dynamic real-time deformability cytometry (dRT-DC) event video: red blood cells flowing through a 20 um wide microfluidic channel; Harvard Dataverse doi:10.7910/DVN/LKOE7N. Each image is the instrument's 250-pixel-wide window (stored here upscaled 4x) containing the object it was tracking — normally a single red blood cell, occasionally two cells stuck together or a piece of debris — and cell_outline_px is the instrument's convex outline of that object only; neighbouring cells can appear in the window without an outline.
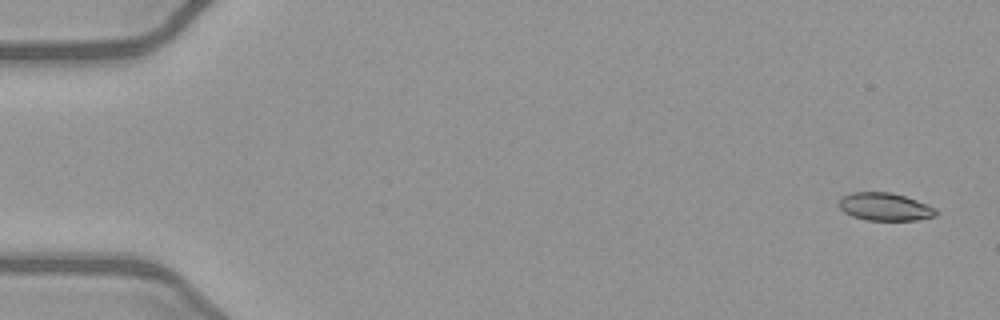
{"species": "common noctule bat (a hibernating species)", "species_latin": "Nyctalus noctula", "temperature_condition": "warm", "stored_images_in_passage": 51, "camera_frame_rate_fps": 3000, "um_per_image_px": 0.085, "animal": {"sex": "female", "body_mass_g": 21.9}, "frame": {"image": 1, "passage_image": 2, "time_ms": 0.333, "image_size_px": [1000, 320], "cell_outline_px": [[936, 216], [916, 220], [864, 220], [852, 216], [844, 212], [836, 204], [840, 196], [852, 192], [892, 192], [928, 204], [936, 208]], "centroid_in_image_um": [75.16, 17.57], "position_along_channel_um": 9.8, "area_um2": 15.95}}
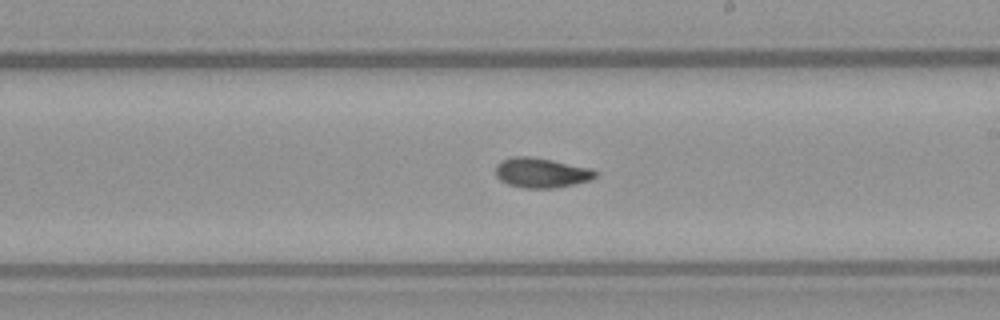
{"frame": {"image": 2, "passage_image": 30, "time_ms": 9.667, "image_size_px": [1000, 320], "cell_outline_px": [[600, 172], [592, 180], [556, 188], [524, 188], [508, 184], [500, 180], [496, 176], [496, 164], [500, 160], [512, 156], [528, 156], [552, 160], [592, 168]], "centroid_in_image_um": [46.03, 14.68], "position_along_channel_um": 243.0, "area_um2": 17.63}}
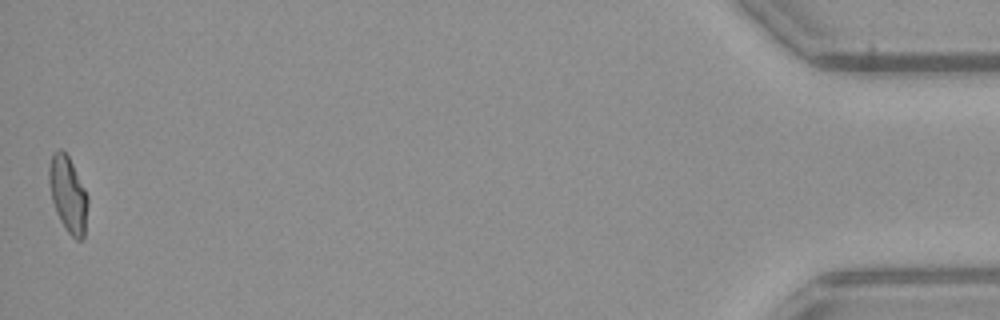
{"frame": {"image": 3, "passage_image": 51, "time_ms": 16.667, "image_size_px": [1000, 320], "cell_outline_px": [[88, 204], [84, 236], [80, 240], [76, 240], [68, 232], [60, 220], [56, 212], [52, 200], [48, 180], [48, 168], [52, 152], [60, 148], [68, 156], [88, 196]], "centroid_in_image_um": [5.77, 16.51], "position_along_channel_um": 429.4, "area_um2": 17.05}, "authors_computed_cell_mechanics": {"area_um2": 16.9354, "velocity_mm_per_s": 4.0733, "shape_relaxation_time_tau1_ms": 10.2966, "shape_relaxation_time_tau2_ms": 3.5404, "deformation_change_tau1": 0.2623, "deformation_change_tau2": 0.0925}}